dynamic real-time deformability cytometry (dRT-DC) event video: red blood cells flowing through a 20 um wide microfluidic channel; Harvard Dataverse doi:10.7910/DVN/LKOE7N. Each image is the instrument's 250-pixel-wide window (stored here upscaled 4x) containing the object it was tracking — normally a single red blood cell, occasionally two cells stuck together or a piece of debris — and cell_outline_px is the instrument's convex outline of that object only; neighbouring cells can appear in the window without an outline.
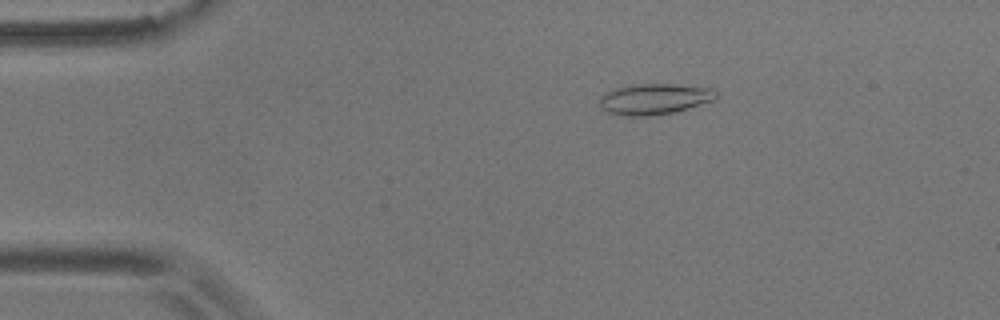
{"species": "common noctule bat (a hibernating species)", "species_latin": "Nyctalus noctula", "temperature_condition": "room temperature", "stored_images_in_passage": 55, "camera_frame_rate_fps": 3000, "um_per_image_px": 0.085, "animal": {"sex": "male", "body_mass_g": 17.9}, "frame": {"image": 1, "passage_image": 10, "time_ms": 3.0, "image_size_px": [1000, 320], "cell_outline_px": [[720, 96], [716, 100], [672, 112], [652, 116], [620, 116], [604, 112], [600, 108], [600, 96], [604, 92], [616, 88], [632, 84], [676, 84], [716, 88], [720, 92]], "centroid_in_image_um": [55.65, 8.41], "position_along_channel_um": 29.4, "area_um2": 21.56}}
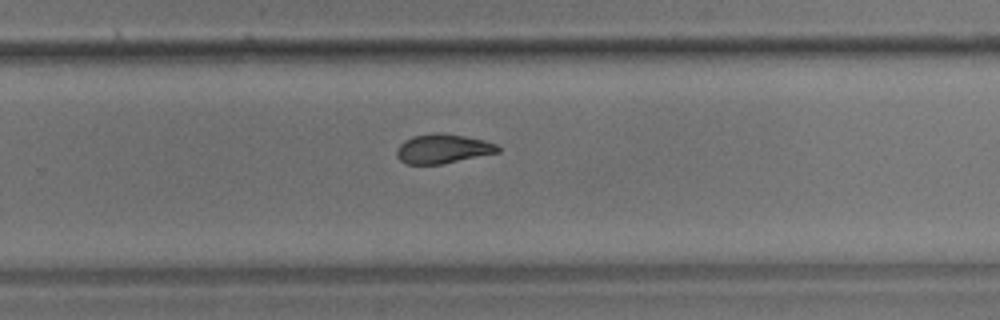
{"frame": {"image": 2, "passage_image": 36, "time_ms": 11.667, "image_size_px": [1000, 320], "cell_outline_px": [[500, 152], [440, 164], [404, 164], [396, 156], [396, 148], [404, 140], [412, 136], [436, 132], [444, 132], [484, 140], [496, 144], [500, 148]], "centroid_in_image_um": [37.6, 12.63], "position_along_channel_um": 292.2, "area_um2": 17.4}}
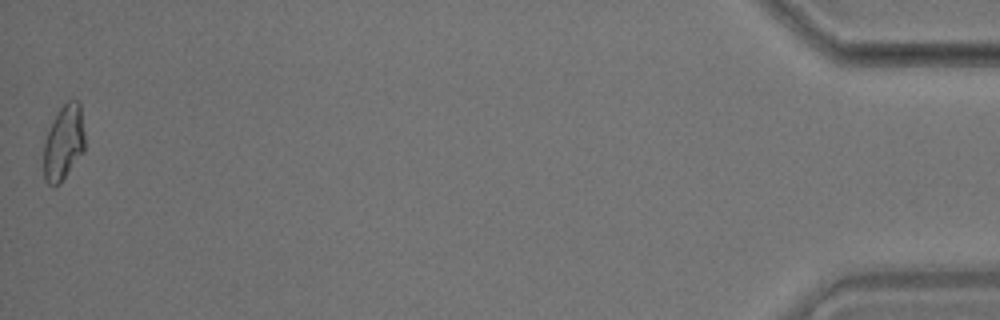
{"frame": {"image": 3, "passage_image": 55, "time_ms": 18.0, "image_size_px": [1000, 320], "cell_outline_px": [[84, 152], [60, 184], [48, 184], [44, 180], [44, 144], [52, 120], [60, 108], [68, 100], [80, 100], [84, 132]], "centroid_in_image_um": [5.43, 12.11], "position_along_channel_um": 429.8, "area_um2": 18.09}, "authors_computed_cell_mechanics": {"area_um2": 18.2648, "velocity_mm_per_s": 3.6472, "shape_relaxation_time_tau1_ms": 9.3917, "shape_relaxation_time_tau2_ms": 3.9539, "deformation_change_tau1": 0.2107, "deformation_change_tau2": 0.1082}}